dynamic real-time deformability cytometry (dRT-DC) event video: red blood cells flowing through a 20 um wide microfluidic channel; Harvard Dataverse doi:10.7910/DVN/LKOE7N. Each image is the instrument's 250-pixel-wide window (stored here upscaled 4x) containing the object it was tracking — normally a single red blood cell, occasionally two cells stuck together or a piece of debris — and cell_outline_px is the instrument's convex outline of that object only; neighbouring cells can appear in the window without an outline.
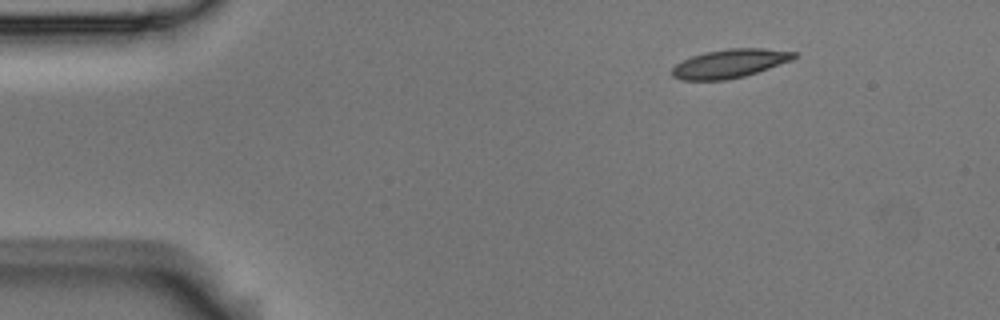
{"species": "Egyptian fruit bat (a non-hibernating species)", "species_latin": "Rousettus aegyptiacus", "temperature_condition": "room temperature", "stored_images_in_passage": 5, "camera_frame_rate_fps": 3000, "um_per_image_px": 0.085, "animal": {"sex": "male"}, "frame": {"image": 1, "passage_image": 1, "time_ms": 0.0, "image_size_px": [1000, 320], "cell_outline_px": [[796, 56], [792, 60], [744, 76], [728, 80], [680, 80], [672, 76], [672, 68], [676, 64], [692, 56], [704, 52], [728, 48], [760, 48], [796, 52]], "centroid_in_image_um": [62.0, 5.4], "position_along_channel_um": 23.0, "area_um2": 20.23}}
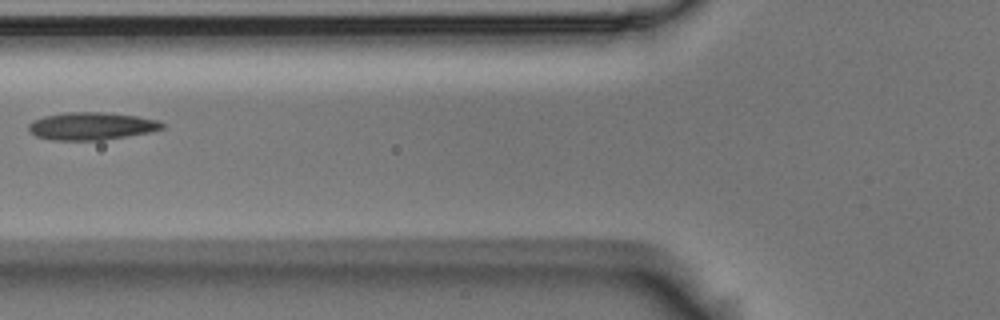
{"frame": {"image": 2, "passage_image": 4, "time_ms": 1.0, "image_size_px": [1000, 320], "cell_outline_px": [[164, 128], [148, 132], [128, 136], [100, 140], [48, 140], [36, 136], [28, 132], [28, 124], [32, 120], [44, 116], [68, 112], [104, 112], [136, 116], [160, 120], [164, 124]], "centroid_in_image_um": [7.74, 10.72], "position_along_channel_um": 118.1, "area_um2": 21.62}}
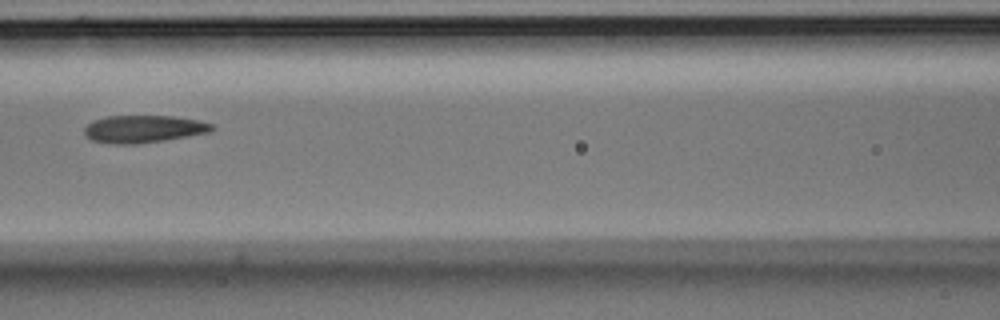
{"frame": {"image": 3, "passage_image": 5, "time_ms": 1.333, "image_size_px": [1000, 320], "cell_outline_px": [[216, 128], [208, 132], [164, 140], [136, 144], [116, 144], [92, 140], [84, 132], [84, 128], [92, 120], [108, 116], [172, 116], [196, 120], [212, 124]], "centroid_in_image_um": [12.18, 10.96], "position_along_channel_um": 154.4, "area_um2": 20.11}}